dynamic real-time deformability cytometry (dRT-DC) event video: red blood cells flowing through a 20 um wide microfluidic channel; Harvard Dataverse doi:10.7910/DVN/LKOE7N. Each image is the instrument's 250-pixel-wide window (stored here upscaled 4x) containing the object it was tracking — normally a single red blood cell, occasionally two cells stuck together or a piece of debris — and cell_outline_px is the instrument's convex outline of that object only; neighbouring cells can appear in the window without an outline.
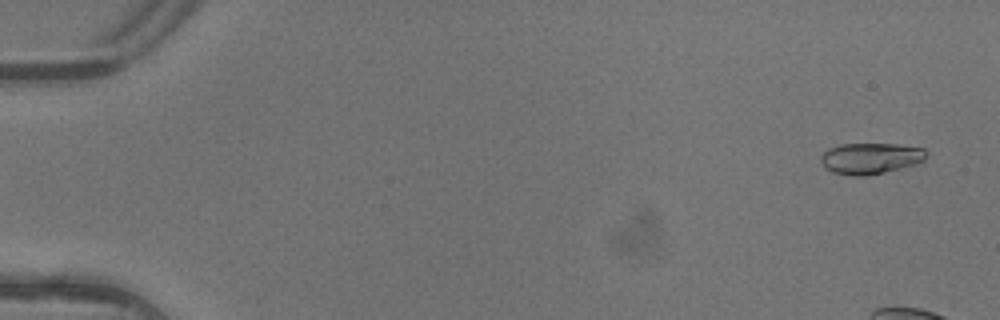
{"species": "common noctule bat (a hibernating species)", "species_latin": "Nyctalus noctula", "temperature_condition": "warm", "stored_images_in_passage": 9, "camera_frame_rate_fps": 3000, "um_per_image_px": 0.085, "animal": {"sex": "female"}, "frame": {"image": 1, "passage_image": 1, "time_ms": 0.0, "image_size_px": [1000, 320], "cell_outline_px": [[928, 156], [924, 160], [916, 164], [884, 172], [864, 176], [852, 176], [832, 172], [824, 168], [820, 160], [820, 156], [828, 148], [840, 144], [896, 144], [924, 148], [928, 152]], "centroid_in_image_um": [73.99, 13.46], "position_along_channel_um": 11.0, "area_um2": 19.31}}
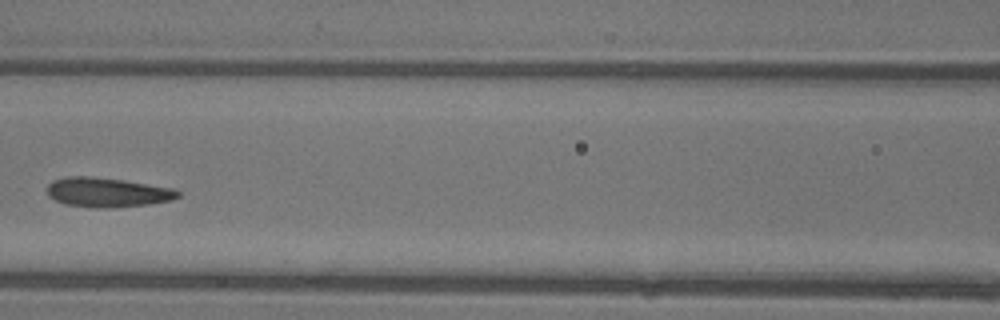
{"frame": {"image": 2, "passage_image": 8, "time_ms": 2.333, "image_size_px": [1000, 320], "cell_outline_px": [[180, 196], [168, 200], [148, 204], [116, 208], [96, 208], [64, 204], [48, 196], [48, 184], [52, 180], [68, 176], [92, 176], [124, 180], [172, 188], [180, 192]], "centroid_in_image_um": [9.08, 16.35], "position_along_channel_um": 157.5, "area_um2": 22.48}}
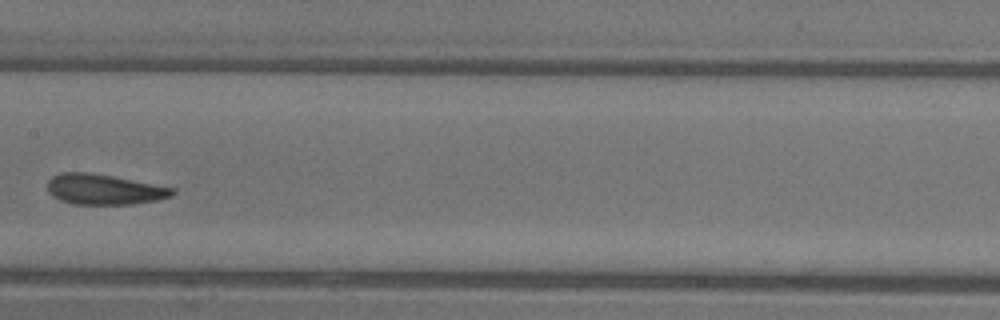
{"frame": {"image": 3, "passage_image": 9, "time_ms": 2.667, "image_size_px": [1000, 320], "cell_outline_px": [[176, 192], [172, 196], [156, 200], [132, 204], [72, 204], [60, 200], [52, 196], [48, 192], [48, 180], [52, 176], [60, 172], [88, 172], [112, 176], [176, 188]], "centroid_in_image_um": [8.84, 16.09], "position_along_channel_um": 198.6, "area_um2": 22.2}}